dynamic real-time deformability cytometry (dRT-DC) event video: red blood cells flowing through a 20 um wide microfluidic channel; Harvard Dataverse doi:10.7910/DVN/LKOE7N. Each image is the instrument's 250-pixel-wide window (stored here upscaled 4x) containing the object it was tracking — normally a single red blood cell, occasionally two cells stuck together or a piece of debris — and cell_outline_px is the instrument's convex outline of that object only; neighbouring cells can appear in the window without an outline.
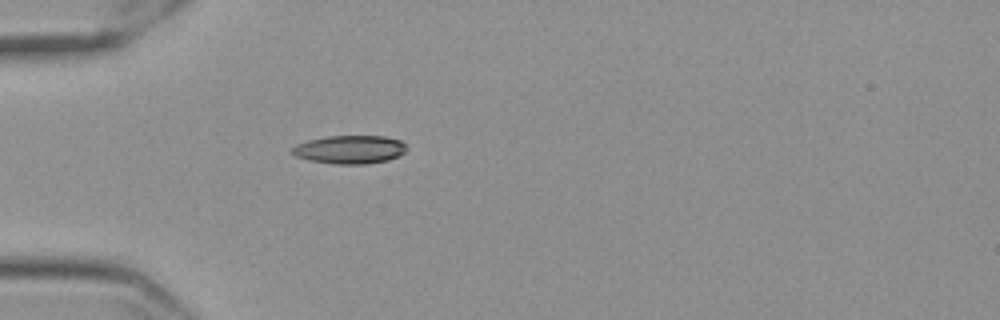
{"species": "Egyptian fruit bat (a non-hibernating species)", "species_latin": "Rousettus aegyptiacus", "temperature_condition": "cold", "stored_images_in_passage": 41, "camera_frame_rate_fps": 3000, "um_per_image_px": 0.085, "frame": {"image": 1, "passage_image": 1, "time_ms": 0.0, "image_size_px": [1000, 320], "cell_outline_px": [[408, 148], [400, 156], [388, 160], [368, 164], [336, 164], [308, 160], [296, 156], [292, 152], [292, 148], [296, 144], [308, 140], [324, 136], [384, 136], [400, 140]], "centroid_in_image_um": [29.75, 12.71], "position_along_channel_um": 55.3, "area_um2": 19.02}}
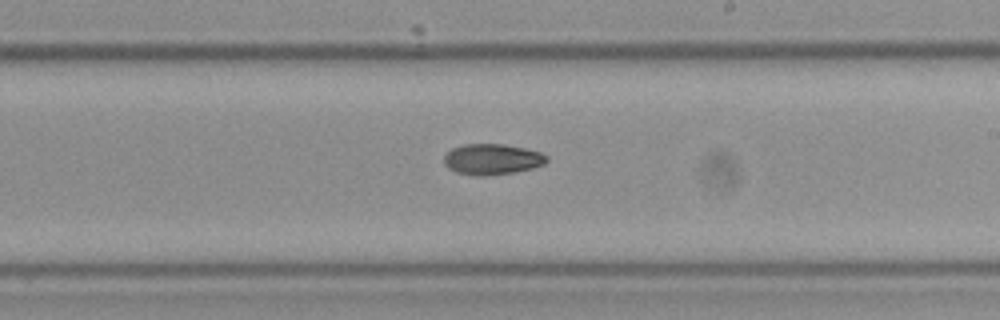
{"frame": {"image": 2, "passage_image": 18, "time_ms": 5.667, "image_size_px": [1000, 320], "cell_outline_px": [[548, 160], [544, 164], [532, 168], [512, 172], [456, 172], [448, 168], [444, 164], [444, 156], [452, 148], [464, 144], [504, 144], [524, 148], [540, 152], [548, 156]], "centroid_in_image_um": [41.86, 13.47], "position_along_channel_um": 247.1, "area_um2": 17.46}}
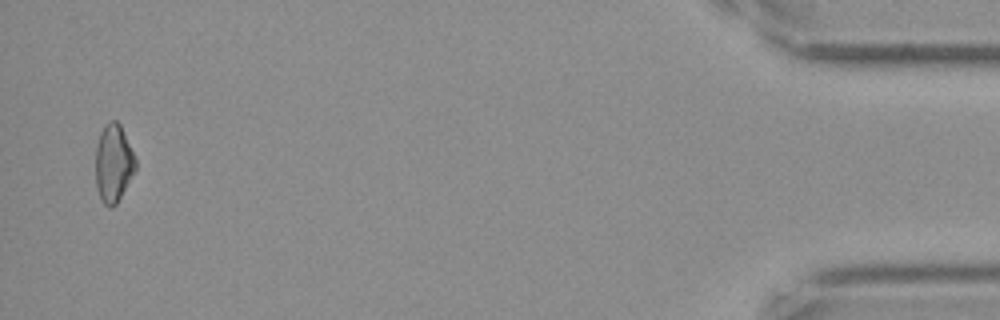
{"frame": {"image": 3, "passage_image": 40, "time_ms": 13.0, "image_size_px": [1000, 320], "cell_outline_px": [[136, 168], [116, 204], [112, 208], [108, 208], [100, 200], [96, 184], [96, 144], [100, 132], [104, 124], [108, 120], [116, 120], [120, 124], [136, 160]], "centroid_in_image_um": [9.62, 13.87], "position_along_channel_um": 425.6, "area_um2": 18.09}}